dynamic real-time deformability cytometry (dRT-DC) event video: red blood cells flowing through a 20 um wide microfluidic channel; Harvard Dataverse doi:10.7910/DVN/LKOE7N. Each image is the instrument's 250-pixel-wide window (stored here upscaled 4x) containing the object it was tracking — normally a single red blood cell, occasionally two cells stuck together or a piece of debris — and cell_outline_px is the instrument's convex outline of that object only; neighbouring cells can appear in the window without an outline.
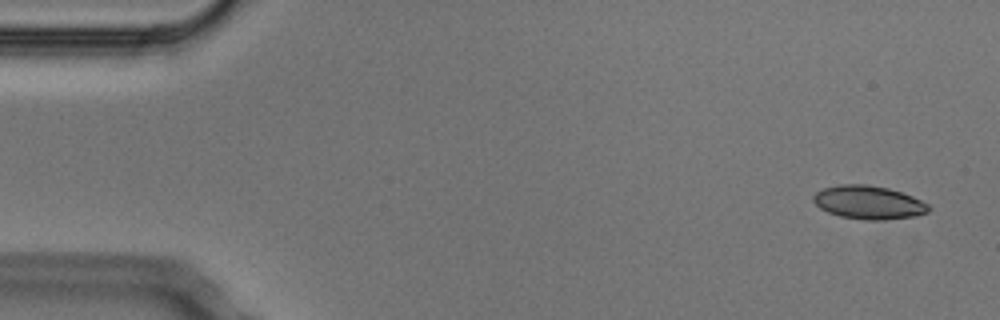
{"species": "Egyptian fruit bat (a non-hibernating species)", "species_latin": "Rousettus aegyptiacus", "temperature_condition": "cold", "stored_images_in_passage": 7, "camera_frame_rate_fps": 3000, "um_per_image_px": 0.085, "animal": {"sex": "male"}, "frame": {"image": 1, "passage_image": 1, "time_ms": 0.0, "image_size_px": [1000, 320], "cell_outline_px": [[932, 208], [928, 212], [916, 216], [884, 220], [864, 220], [840, 216], [828, 212], [820, 208], [812, 200], [812, 196], [816, 192], [824, 188], [840, 184], [868, 184], [888, 188], [912, 196], [928, 204]], "centroid_in_image_um": [73.83, 17.21], "position_along_channel_um": 11.2, "area_um2": 22.54}}
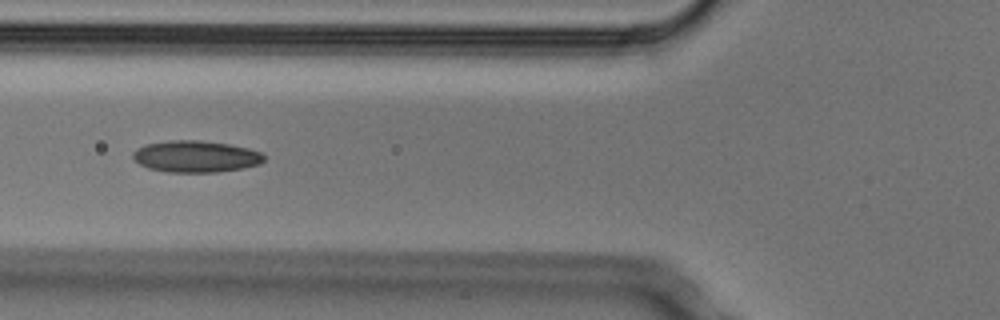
{"frame": {"image": 2, "passage_image": 6, "time_ms": 1.667, "image_size_px": [1000, 320], "cell_outline_px": [[264, 160], [260, 164], [244, 168], [216, 172], [168, 172], [148, 168], [140, 164], [132, 156], [132, 152], [136, 148], [144, 144], [172, 140], [200, 140], [228, 144], [248, 148], [264, 152]], "centroid_in_image_um": [16.65, 13.29], "position_along_channel_um": 109.1, "area_um2": 24.33}}
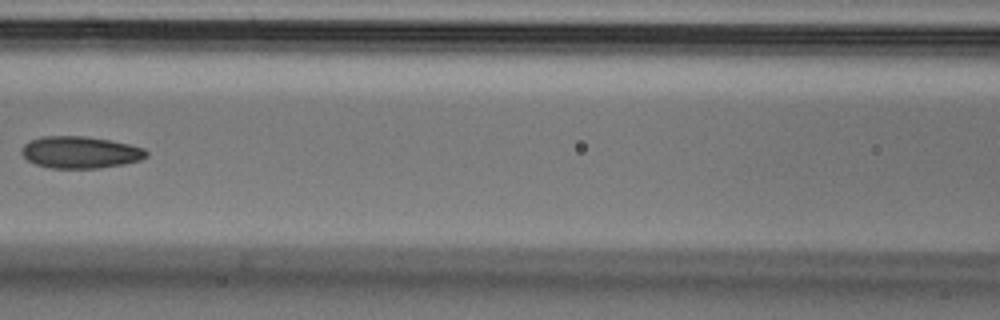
{"frame": {"image": 3, "passage_image": 7, "time_ms": 2.0, "image_size_px": [1000, 320], "cell_outline_px": [[148, 156], [140, 160], [124, 164], [100, 168], [52, 168], [36, 164], [28, 160], [20, 152], [20, 148], [24, 144], [40, 136], [88, 136], [112, 140], [144, 148], [148, 152]], "centroid_in_image_um": [6.83, 12.94], "position_along_channel_um": 159.8, "area_um2": 23.35}}